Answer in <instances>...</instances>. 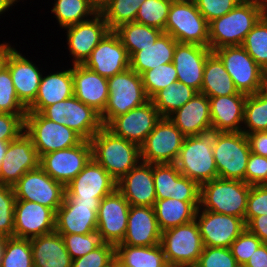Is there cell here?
Segmentation results:
<instances>
[{
  "label": "cell",
  "instance_id": "29",
  "mask_svg": "<svg viewBox=\"0 0 267 267\" xmlns=\"http://www.w3.org/2000/svg\"><path fill=\"white\" fill-rule=\"evenodd\" d=\"M99 206L74 204L66 195L56 211L55 231L59 234H88L97 231Z\"/></svg>",
  "mask_w": 267,
  "mask_h": 267
},
{
  "label": "cell",
  "instance_id": "50",
  "mask_svg": "<svg viewBox=\"0 0 267 267\" xmlns=\"http://www.w3.org/2000/svg\"><path fill=\"white\" fill-rule=\"evenodd\" d=\"M263 242L247 228L232 242L230 250L238 265H245Z\"/></svg>",
  "mask_w": 267,
  "mask_h": 267
},
{
  "label": "cell",
  "instance_id": "68",
  "mask_svg": "<svg viewBox=\"0 0 267 267\" xmlns=\"http://www.w3.org/2000/svg\"><path fill=\"white\" fill-rule=\"evenodd\" d=\"M165 267H183V265H176V264H166Z\"/></svg>",
  "mask_w": 267,
  "mask_h": 267
},
{
  "label": "cell",
  "instance_id": "1",
  "mask_svg": "<svg viewBox=\"0 0 267 267\" xmlns=\"http://www.w3.org/2000/svg\"><path fill=\"white\" fill-rule=\"evenodd\" d=\"M222 133L217 127L210 126L196 136H186L174 163L179 172L199 185L218 178L213 147Z\"/></svg>",
  "mask_w": 267,
  "mask_h": 267
},
{
  "label": "cell",
  "instance_id": "67",
  "mask_svg": "<svg viewBox=\"0 0 267 267\" xmlns=\"http://www.w3.org/2000/svg\"><path fill=\"white\" fill-rule=\"evenodd\" d=\"M264 3V13L267 15V0H263Z\"/></svg>",
  "mask_w": 267,
  "mask_h": 267
},
{
  "label": "cell",
  "instance_id": "57",
  "mask_svg": "<svg viewBox=\"0 0 267 267\" xmlns=\"http://www.w3.org/2000/svg\"><path fill=\"white\" fill-rule=\"evenodd\" d=\"M251 152L267 157V131L246 134Z\"/></svg>",
  "mask_w": 267,
  "mask_h": 267
},
{
  "label": "cell",
  "instance_id": "62",
  "mask_svg": "<svg viewBox=\"0 0 267 267\" xmlns=\"http://www.w3.org/2000/svg\"><path fill=\"white\" fill-rule=\"evenodd\" d=\"M13 6L14 4L10 0H0V16L5 14V12L10 9V7L11 9H13Z\"/></svg>",
  "mask_w": 267,
  "mask_h": 267
},
{
  "label": "cell",
  "instance_id": "11",
  "mask_svg": "<svg viewBox=\"0 0 267 267\" xmlns=\"http://www.w3.org/2000/svg\"><path fill=\"white\" fill-rule=\"evenodd\" d=\"M251 154L243 132H223L213 147L218 178L245 182L246 166Z\"/></svg>",
  "mask_w": 267,
  "mask_h": 267
},
{
  "label": "cell",
  "instance_id": "18",
  "mask_svg": "<svg viewBox=\"0 0 267 267\" xmlns=\"http://www.w3.org/2000/svg\"><path fill=\"white\" fill-rule=\"evenodd\" d=\"M66 33L67 49L72 56V64H84L93 49L110 31L103 15L98 12L91 19L63 28Z\"/></svg>",
  "mask_w": 267,
  "mask_h": 267
},
{
  "label": "cell",
  "instance_id": "21",
  "mask_svg": "<svg viewBox=\"0 0 267 267\" xmlns=\"http://www.w3.org/2000/svg\"><path fill=\"white\" fill-rule=\"evenodd\" d=\"M40 166V157L32 139L23 132L9 142L0 165V184L13 186L27 171Z\"/></svg>",
  "mask_w": 267,
  "mask_h": 267
},
{
  "label": "cell",
  "instance_id": "53",
  "mask_svg": "<svg viewBox=\"0 0 267 267\" xmlns=\"http://www.w3.org/2000/svg\"><path fill=\"white\" fill-rule=\"evenodd\" d=\"M267 214V185H252L247 198V209L244 222L247 224L253 217Z\"/></svg>",
  "mask_w": 267,
  "mask_h": 267
},
{
  "label": "cell",
  "instance_id": "23",
  "mask_svg": "<svg viewBox=\"0 0 267 267\" xmlns=\"http://www.w3.org/2000/svg\"><path fill=\"white\" fill-rule=\"evenodd\" d=\"M156 199L200 201V185L183 176L175 164H153Z\"/></svg>",
  "mask_w": 267,
  "mask_h": 267
},
{
  "label": "cell",
  "instance_id": "10",
  "mask_svg": "<svg viewBox=\"0 0 267 267\" xmlns=\"http://www.w3.org/2000/svg\"><path fill=\"white\" fill-rule=\"evenodd\" d=\"M168 264L196 265L204 245L196 220L164 230L160 242Z\"/></svg>",
  "mask_w": 267,
  "mask_h": 267
},
{
  "label": "cell",
  "instance_id": "5",
  "mask_svg": "<svg viewBox=\"0 0 267 267\" xmlns=\"http://www.w3.org/2000/svg\"><path fill=\"white\" fill-rule=\"evenodd\" d=\"M107 82L108 101L104 111L100 114L103 126H106L113 118L150 100L145 92L141 75L131 68L108 78Z\"/></svg>",
  "mask_w": 267,
  "mask_h": 267
},
{
  "label": "cell",
  "instance_id": "9",
  "mask_svg": "<svg viewBox=\"0 0 267 267\" xmlns=\"http://www.w3.org/2000/svg\"><path fill=\"white\" fill-rule=\"evenodd\" d=\"M41 114L51 121L69 127L88 141L103 127L100 114L74 95L47 106Z\"/></svg>",
  "mask_w": 267,
  "mask_h": 267
},
{
  "label": "cell",
  "instance_id": "28",
  "mask_svg": "<svg viewBox=\"0 0 267 267\" xmlns=\"http://www.w3.org/2000/svg\"><path fill=\"white\" fill-rule=\"evenodd\" d=\"M74 96L101 114L108 101L107 78L83 64L72 65Z\"/></svg>",
  "mask_w": 267,
  "mask_h": 267
},
{
  "label": "cell",
  "instance_id": "24",
  "mask_svg": "<svg viewBox=\"0 0 267 267\" xmlns=\"http://www.w3.org/2000/svg\"><path fill=\"white\" fill-rule=\"evenodd\" d=\"M211 52L209 47L202 45L177 43L172 63L177 71L178 81L200 93L204 65Z\"/></svg>",
  "mask_w": 267,
  "mask_h": 267
},
{
  "label": "cell",
  "instance_id": "48",
  "mask_svg": "<svg viewBox=\"0 0 267 267\" xmlns=\"http://www.w3.org/2000/svg\"><path fill=\"white\" fill-rule=\"evenodd\" d=\"M71 259L80 258L99 247L103 242L98 231L88 234H60Z\"/></svg>",
  "mask_w": 267,
  "mask_h": 267
},
{
  "label": "cell",
  "instance_id": "51",
  "mask_svg": "<svg viewBox=\"0 0 267 267\" xmlns=\"http://www.w3.org/2000/svg\"><path fill=\"white\" fill-rule=\"evenodd\" d=\"M196 265L198 267H237L238 263L230 248L204 246Z\"/></svg>",
  "mask_w": 267,
  "mask_h": 267
},
{
  "label": "cell",
  "instance_id": "6",
  "mask_svg": "<svg viewBox=\"0 0 267 267\" xmlns=\"http://www.w3.org/2000/svg\"><path fill=\"white\" fill-rule=\"evenodd\" d=\"M164 33L178 43L209 47V22L199 12L193 0H173Z\"/></svg>",
  "mask_w": 267,
  "mask_h": 267
},
{
  "label": "cell",
  "instance_id": "7",
  "mask_svg": "<svg viewBox=\"0 0 267 267\" xmlns=\"http://www.w3.org/2000/svg\"><path fill=\"white\" fill-rule=\"evenodd\" d=\"M24 132L32 139L39 157L74 147L84 140L74 130L45 118L40 112H27Z\"/></svg>",
  "mask_w": 267,
  "mask_h": 267
},
{
  "label": "cell",
  "instance_id": "17",
  "mask_svg": "<svg viewBox=\"0 0 267 267\" xmlns=\"http://www.w3.org/2000/svg\"><path fill=\"white\" fill-rule=\"evenodd\" d=\"M195 220L203 245L207 247L230 248L232 242L246 229L242 218L208 210H197Z\"/></svg>",
  "mask_w": 267,
  "mask_h": 267
},
{
  "label": "cell",
  "instance_id": "2",
  "mask_svg": "<svg viewBox=\"0 0 267 267\" xmlns=\"http://www.w3.org/2000/svg\"><path fill=\"white\" fill-rule=\"evenodd\" d=\"M263 0H243L230 12L209 22V48L242 45L246 35L264 15Z\"/></svg>",
  "mask_w": 267,
  "mask_h": 267
},
{
  "label": "cell",
  "instance_id": "41",
  "mask_svg": "<svg viewBox=\"0 0 267 267\" xmlns=\"http://www.w3.org/2000/svg\"><path fill=\"white\" fill-rule=\"evenodd\" d=\"M145 0H110L99 12L103 15L110 31L135 21L139 7Z\"/></svg>",
  "mask_w": 267,
  "mask_h": 267
},
{
  "label": "cell",
  "instance_id": "33",
  "mask_svg": "<svg viewBox=\"0 0 267 267\" xmlns=\"http://www.w3.org/2000/svg\"><path fill=\"white\" fill-rule=\"evenodd\" d=\"M35 267H71L72 259L56 231L30 239Z\"/></svg>",
  "mask_w": 267,
  "mask_h": 267
},
{
  "label": "cell",
  "instance_id": "69",
  "mask_svg": "<svg viewBox=\"0 0 267 267\" xmlns=\"http://www.w3.org/2000/svg\"><path fill=\"white\" fill-rule=\"evenodd\" d=\"M13 4H17L20 0H10ZM17 2V3H16Z\"/></svg>",
  "mask_w": 267,
  "mask_h": 267
},
{
  "label": "cell",
  "instance_id": "56",
  "mask_svg": "<svg viewBox=\"0 0 267 267\" xmlns=\"http://www.w3.org/2000/svg\"><path fill=\"white\" fill-rule=\"evenodd\" d=\"M245 183L267 185V157L251 152L246 166Z\"/></svg>",
  "mask_w": 267,
  "mask_h": 267
},
{
  "label": "cell",
  "instance_id": "60",
  "mask_svg": "<svg viewBox=\"0 0 267 267\" xmlns=\"http://www.w3.org/2000/svg\"><path fill=\"white\" fill-rule=\"evenodd\" d=\"M15 49L9 42L0 43V71L7 67L8 59Z\"/></svg>",
  "mask_w": 267,
  "mask_h": 267
},
{
  "label": "cell",
  "instance_id": "30",
  "mask_svg": "<svg viewBox=\"0 0 267 267\" xmlns=\"http://www.w3.org/2000/svg\"><path fill=\"white\" fill-rule=\"evenodd\" d=\"M46 74L42 75L37 96L27 107V112L41 113L47 106L74 95L72 65L69 69L51 71L49 74L46 72Z\"/></svg>",
  "mask_w": 267,
  "mask_h": 267
},
{
  "label": "cell",
  "instance_id": "12",
  "mask_svg": "<svg viewBox=\"0 0 267 267\" xmlns=\"http://www.w3.org/2000/svg\"><path fill=\"white\" fill-rule=\"evenodd\" d=\"M185 137L168 117H162L140 146L141 161L150 164H174Z\"/></svg>",
  "mask_w": 267,
  "mask_h": 267
},
{
  "label": "cell",
  "instance_id": "44",
  "mask_svg": "<svg viewBox=\"0 0 267 267\" xmlns=\"http://www.w3.org/2000/svg\"><path fill=\"white\" fill-rule=\"evenodd\" d=\"M30 239L5 238V249L0 267H33Z\"/></svg>",
  "mask_w": 267,
  "mask_h": 267
},
{
  "label": "cell",
  "instance_id": "8",
  "mask_svg": "<svg viewBox=\"0 0 267 267\" xmlns=\"http://www.w3.org/2000/svg\"><path fill=\"white\" fill-rule=\"evenodd\" d=\"M117 188V181L93 158L65 186L66 196L74 203L99 206L100 201Z\"/></svg>",
  "mask_w": 267,
  "mask_h": 267
},
{
  "label": "cell",
  "instance_id": "31",
  "mask_svg": "<svg viewBox=\"0 0 267 267\" xmlns=\"http://www.w3.org/2000/svg\"><path fill=\"white\" fill-rule=\"evenodd\" d=\"M247 95L209 97L211 126L223 132H242L244 108Z\"/></svg>",
  "mask_w": 267,
  "mask_h": 267
},
{
  "label": "cell",
  "instance_id": "54",
  "mask_svg": "<svg viewBox=\"0 0 267 267\" xmlns=\"http://www.w3.org/2000/svg\"><path fill=\"white\" fill-rule=\"evenodd\" d=\"M199 12L211 22L230 12L243 0H193Z\"/></svg>",
  "mask_w": 267,
  "mask_h": 267
},
{
  "label": "cell",
  "instance_id": "26",
  "mask_svg": "<svg viewBox=\"0 0 267 267\" xmlns=\"http://www.w3.org/2000/svg\"><path fill=\"white\" fill-rule=\"evenodd\" d=\"M161 235L153 207L130 206L127 231L120 244L154 246L160 244Z\"/></svg>",
  "mask_w": 267,
  "mask_h": 267
},
{
  "label": "cell",
  "instance_id": "27",
  "mask_svg": "<svg viewBox=\"0 0 267 267\" xmlns=\"http://www.w3.org/2000/svg\"><path fill=\"white\" fill-rule=\"evenodd\" d=\"M7 67L18 99L28 107L37 96L43 71L17 49L10 55Z\"/></svg>",
  "mask_w": 267,
  "mask_h": 267
},
{
  "label": "cell",
  "instance_id": "22",
  "mask_svg": "<svg viewBox=\"0 0 267 267\" xmlns=\"http://www.w3.org/2000/svg\"><path fill=\"white\" fill-rule=\"evenodd\" d=\"M83 65L108 79L130 68V57L119 36L109 31Z\"/></svg>",
  "mask_w": 267,
  "mask_h": 267
},
{
  "label": "cell",
  "instance_id": "3",
  "mask_svg": "<svg viewBox=\"0 0 267 267\" xmlns=\"http://www.w3.org/2000/svg\"><path fill=\"white\" fill-rule=\"evenodd\" d=\"M92 158L116 181L141 162L140 146L103 126L90 140Z\"/></svg>",
  "mask_w": 267,
  "mask_h": 267
},
{
  "label": "cell",
  "instance_id": "20",
  "mask_svg": "<svg viewBox=\"0 0 267 267\" xmlns=\"http://www.w3.org/2000/svg\"><path fill=\"white\" fill-rule=\"evenodd\" d=\"M56 213L46 206L27 200L14 205L13 237L32 239L55 231Z\"/></svg>",
  "mask_w": 267,
  "mask_h": 267
},
{
  "label": "cell",
  "instance_id": "61",
  "mask_svg": "<svg viewBox=\"0 0 267 267\" xmlns=\"http://www.w3.org/2000/svg\"><path fill=\"white\" fill-rule=\"evenodd\" d=\"M258 93L267 98V66L261 69V79Z\"/></svg>",
  "mask_w": 267,
  "mask_h": 267
},
{
  "label": "cell",
  "instance_id": "42",
  "mask_svg": "<svg viewBox=\"0 0 267 267\" xmlns=\"http://www.w3.org/2000/svg\"><path fill=\"white\" fill-rule=\"evenodd\" d=\"M263 131H267V98L257 92L246 97L242 132Z\"/></svg>",
  "mask_w": 267,
  "mask_h": 267
},
{
  "label": "cell",
  "instance_id": "59",
  "mask_svg": "<svg viewBox=\"0 0 267 267\" xmlns=\"http://www.w3.org/2000/svg\"><path fill=\"white\" fill-rule=\"evenodd\" d=\"M244 266L267 267V244L262 243Z\"/></svg>",
  "mask_w": 267,
  "mask_h": 267
},
{
  "label": "cell",
  "instance_id": "14",
  "mask_svg": "<svg viewBox=\"0 0 267 267\" xmlns=\"http://www.w3.org/2000/svg\"><path fill=\"white\" fill-rule=\"evenodd\" d=\"M92 159L90 141L79 145L44 154L40 157V167L54 180L67 186Z\"/></svg>",
  "mask_w": 267,
  "mask_h": 267
},
{
  "label": "cell",
  "instance_id": "36",
  "mask_svg": "<svg viewBox=\"0 0 267 267\" xmlns=\"http://www.w3.org/2000/svg\"><path fill=\"white\" fill-rule=\"evenodd\" d=\"M231 76L228 74L221 59L212 51L204 65L203 82L200 93L209 97L236 95Z\"/></svg>",
  "mask_w": 267,
  "mask_h": 267
},
{
  "label": "cell",
  "instance_id": "35",
  "mask_svg": "<svg viewBox=\"0 0 267 267\" xmlns=\"http://www.w3.org/2000/svg\"><path fill=\"white\" fill-rule=\"evenodd\" d=\"M200 201L157 199L153 206L160 230L184 225L195 220Z\"/></svg>",
  "mask_w": 267,
  "mask_h": 267
},
{
  "label": "cell",
  "instance_id": "65",
  "mask_svg": "<svg viewBox=\"0 0 267 267\" xmlns=\"http://www.w3.org/2000/svg\"><path fill=\"white\" fill-rule=\"evenodd\" d=\"M104 267H121V264L118 258L115 256L109 263H107Z\"/></svg>",
  "mask_w": 267,
  "mask_h": 267
},
{
  "label": "cell",
  "instance_id": "47",
  "mask_svg": "<svg viewBox=\"0 0 267 267\" xmlns=\"http://www.w3.org/2000/svg\"><path fill=\"white\" fill-rule=\"evenodd\" d=\"M0 113L27 114V107L18 99L8 67L0 71Z\"/></svg>",
  "mask_w": 267,
  "mask_h": 267
},
{
  "label": "cell",
  "instance_id": "34",
  "mask_svg": "<svg viewBox=\"0 0 267 267\" xmlns=\"http://www.w3.org/2000/svg\"><path fill=\"white\" fill-rule=\"evenodd\" d=\"M177 43L171 35L163 32L153 45L142 48L130 58V68L141 75L161 64L172 63Z\"/></svg>",
  "mask_w": 267,
  "mask_h": 267
},
{
  "label": "cell",
  "instance_id": "37",
  "mask_svg": "<svg viewBox=\"0 0 267 267\" xmlns=\"http://www.w3.org/2000/svg\"><path fill=\"white\" fill-rule=\"evenodd\" d=\"M115 256L121 267H165L167 264L161 244L154 246L117 244Z\"/></svg>",
  "mask_w": 267,
  "mask_h": 267
},
{
  "label": "cell",
  "instance_id": "52",
  "mask_svg": "<svg viewBox=\"0 0 267 267\" xmlns=\"http://www.w3.org/2000/svg\"><path fill=\"white\" fill-rule=\"evenodd\" d=\"M115 257V245L102 243L86 255L73 259L71 267H104Z\"/></svg>",
  "mask_w": 267,
  "mask_h": 267
},
{
  "label": "cell",
  "instance_id": "55",
  "mask_svg": "<svg viewBox=\"0 0 267 267\" xmlns=\"http://www.w3.org/2000/svg\"><path fill=\"white\" fill-rule=\"evenodd\" d=\"M26 114L0 113V141H13L25 130Z\"/></svg>",
  "mask_w": 267,
  "mask_h": 267
},
{
  "label": "cell",
  "instance_id": "19",
  "mask_svg": "<svg viewBox=\"0 0 267 267\" xmlns=\"http://www.w3.org/2000/svg\"><path fill=\"white\" fill-rule=\"evenodd\" d=\"M161 118L157 108L149 100L113 118L105 127L116 136L141 146Z\"/></svg>",
  "mask_w": 267,
  "mask_h": 267
},
{
  "label": "cell",
  "instance_id": "16",
  "mask_svg": "<svg viewBox=\"0 0 267 267\" xmlns=\"http://www.w3.org/2000/svg\"><path fill=\"white\" fill-rule=\"evenodd\" d=\"M130 204L116 188L100 201L97 213V231L102 242L120 244L127 231Z\"/></svg>",
  "mask_w": 267,
  "mask_h": 267
},
{
  "label": "cell",
  "instance_id": "38",
  "mask_svg": "<svg viewBox=\"0 0 267 267\" xmlns=\"http://www.w3.org/2000/svg\"><path fill=\"white\" fill-rule=\"evenodd\" d=\"M114 32L119 36L130 58L142 48L153 45L163 33L162 30L136 21L123 24L116 28Z\"/></svg>",
  "mask_w": 267,
  "mask_h": 267
},
{
  "label": "cell",
  "instance_id": "13",
  "mask_svg": "<svg viewBox=\"0 0 267 267\" xmlns=\"http://www.w3.org/2000/svg\"><path fill=\"white\" fill-rule=\"evenodd\" d=\"M16 200H27L51 208L55 213L66 195L65 186L40 166L27 171L14 185Z\"/></svg>",
  "mask_w": 267,
  "mask_h": 267
},
{
  "label": "cell",
  "instance_id": "25",
  "mask_svg": "<svg viewBox=\"0 0 267 267\" xmlns=\"http://www.w3.org/2000/svg\"><path fill=\"white\" fill-rule=\"evenodd\" d=\"M117 189L123 194L130 206L153 207L157 200L153 164L141 161L117 181Z\"/></svg>",
  "mask_w": 267,
  "mask_h": 267
},
{
  "label": "cell",
  "instance_id": "15",
  "mask_svg": "<svg viewBox=\"0 0 267 267\" xmlns=\"http://www.w3.org/2000/svg\"><path fill=\"white\" fill-rule=\"evenodd\" d=\"M231 76L235 88L246 95L259 91L261 67L240 46H226L213 51Z\"/></svg>",
  "mask_w": 267,
  "mask_h": 267
},
{
  "label": "cell",
  "instance_id": "58",
  "mask_svg": "<svg viewBox=\"0 0 267 267\" xmlns=\"http://www.w3.org/2000/svg\"><path fill=\"white\" fill-rule=\"evenodd\" d=\"M246 228L267 244V214L253 217L246 224Z\"/></svg>",
  "mask_w": 267,
  "mask_h": 267
},
{
  "label": "cell",
  "instance_id": "70",
  "mask_svg": "<svg viewBox=\"0 0 267 267\" xmlns=\"http://www.w3.org/2000/svg\"><path fill=\"white\" fill-rule=\"evenodd\" d=\"M183 267H198L197 265L183 266Z\"/></svg>",
  "mask_w": 267,
  "mask_h": 267
},
{
  "label": "cell",
  "instance_id": "64",
  "mask_svg": "<svg viewBox=\"0 0 267 267\" xmlns=\"http://www.w3.org/2000/svg\"><path fill=\"white\" fill-rule=\"evenodd\" d=\"M92 5L98 10L100 11L101 9H103L107 3L110 1V0H90Z\"/></svg>",
  "mask_w": 267,
  "mask_h": 267
},
{
  "label": "cell",
  "instance_id": "46",
  "mask_svg": "<svg viewBox=\"0 0 267 267\" xmlns=\"http://www.w3.org/2000/svg\"><path fill=\"white\" fill-rule=\"evenodd\" d=\"M145 92L151 99L157 92L178 81L177 71L173 63L161 64L141 74Z\"/></svg>",
  "mask_w": 267,
  "mask_h": 267
},
{
  "label": "cell",
  "instance_id": "40",
  "mask_svg": "<svg viewBox=\"0 0 267 267\" xmlns=\"http://www.w3.org/2000/svg\"><path fill=\"white\" fill-rule=\"evenodd\" d=\"M197 93L193 88L177 81L157 92L150 100L161 117H168Z\"/></svg>",
  "mask_w": 267,
  "mask_h": 267
},
{
  "label": "cell",
  "instance_id": "4",
  "mask_svg": "<svg viewBox=\"0 0 267 267\" xmlns=\"http://www.w3.org/2000/svg\"><path fill=\"white\" fill-rule=\"evenodd\" d=\"M251 185L241 180L216 178L200 185L198 210L235 216L244 220Z\"/></svg>",
  "mask_w": 267,
  "mask_h": 267
},
{
  "label": "cell",
  "instance_id": "63",
  "mask_svg": "<svg viewBox=\"0 0 267 267\" xmlns=\"http://www.w3.org/2000/svg\"><path fill=\"white\" fill-rule=\"evenodd\" d=\"M9 146V141H0V165Z\"/></svg>",
  "mask_w": 267,
  "mask_h": 267
},
{
  "label": "cell",
  "instance_id": "66",
  "mask_svg": "<svg viewBox=\"0 0 267 267\" xmlns=\"http://www.w3.org/2000/svg\"><path fill=\"white\" fill-rule=\"evenodd\" d=\"M4 249H5V238L0 237V266L3 258Z\"/></svg>",
  "mask_w": 267,
  "mask_h": 267
},
{
  "label": "cell",
  "instance_id": "39",
  "mask_svg": "<svg viewBox=\"0 0 267 267\" xmlns=\"http://www.w3.org/2000/svg\"><path fill=\"white\" fill-rule=\"evenodd\" d=\"M51 13L60 28L91 19L99 11L90 0H54Z\"/></svg>",
  "mask_w": 267,
  "mask_h": 267
},
{
  "label": "cell",
  "instance_id": "43",
  "mask_svg": "<svg viewBox=\"0 0 267 267\" xmlns=\"http://www.w3.org/2000/svg\"><path fill=\"white\" fill-rule=\"evenodd\" d=\"M242 47L261 67L267 66V15H263L246 35Z\"/></svg>",
  "mask_w": 267,
  "mask_h": 267
},
{
  "label": "cell",
  "instance_id": "32",
  "mask_svg": "<svg viewBox=\"0 0 267 267\" xmlns=\"http://www.w3.org/2000/svg\"><path fill=\"white\" fill-rule=\"evenodd\" d=\"M168 118L185 136H196L203 129L211 126L209 98L202 93H197Z\"/></svg>",
  "mask_w": 267,
  "mask_h": 267
},
{
  "label": "cell",
  "instance_id": "45",
  "mask_svg": "<svg viewBox=\"0 0 267 267\" xmlns=\"http://www.w3.org/2000/svg\"><path fill=\"white\" fill-rule=\"evenodd\" d=\"M173 0H145L139 7L135 21L164 32Z\"/></svg>",
  "mask_w": 267,
  "mask_h": 267
},
{
  "label": "cell",
  "instance_id": "49",
  "mask_svg": "<svg viewBox=\"0 0 267 267\" xmlns=\"http://www.w3.org/2000/svg\"><path fill=\"white\" fill-rule=\"evenodd\" d=\"M15 201L13 186L0 184V237H13Z\"/></svg>",
  "mask_w": 267,
  "mask_h": 267
}]
</instances>
